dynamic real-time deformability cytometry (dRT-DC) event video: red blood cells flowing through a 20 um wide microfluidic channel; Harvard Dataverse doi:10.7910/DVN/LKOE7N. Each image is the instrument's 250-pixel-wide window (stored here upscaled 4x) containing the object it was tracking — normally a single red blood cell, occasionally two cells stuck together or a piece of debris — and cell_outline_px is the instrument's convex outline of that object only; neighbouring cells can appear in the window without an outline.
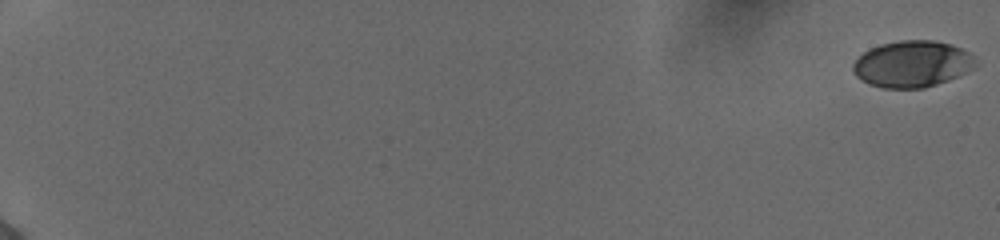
{"species": "human", "species_latin": "Homo sapiens", "temperature_condition": "cold", "stored_images_in_passage": 55, "camera_frame_rate_fps": 3000, "um_per_image_px": 0.085, "donor": {"sex": "female"}, "frame": {"image": 1, "passage_image": 1, "time_ms": 0.0, "image_size_px": [1000, 240], "cell_outline_px": [[972, 68], [948, 80], [924, 88], [884, 88], [868, 84], [860, 80], [856, 76], [852, 68], [852, 64], [864, 52], [880, 44], [900, 40], [932, 40], [952, 44], [968, 52], [972, 56]], "centroid_in_image_um": [77.47, 5.44], "position_along_channel_um": 7.5, "area_um2": 32.77}}
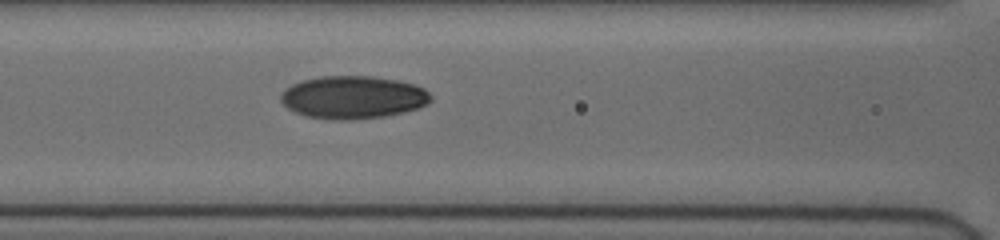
{"frame": {"image": 2, "passage_image": 29, "time_ms": 9.333, "image_size_px": [1000, 240], "cell_outline_px": [[432, 100], [428, 104], [404, 112], [384, 116], [352, 120], [332, 120], [308, 116], [296, 112], [288, 108], [280, 100], [280, 92], [284, 88], [292, 84], [304, 80], [320, 76], [372, 76], [396, 80], [412, 84], [424, 88], [432, 96]], "centroid_in_image_um": [29.99, 8.27], "position_along_channel_um": 136.6, "area_um2": 37.45}}
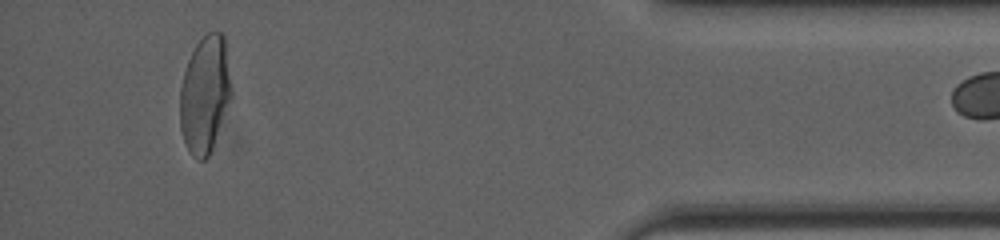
{"frame": {"image": 3, "passage_image": 54, "time_ms": 17.667, "image_size_px": [1000, 240], "cell_outline_px": [[232, 100], [212, 148], [208, 156], [204, 160], [196, 160], [188, 152], [180, 128], [180, 88], [184, 72], [188, 60], [196, 44], [208, 32], [224, 32], [232, 88]], "centroid_in_image_um": [17.44, 8.04], "position_along_channel_um": 417.8, "area_um2": 35.55}}